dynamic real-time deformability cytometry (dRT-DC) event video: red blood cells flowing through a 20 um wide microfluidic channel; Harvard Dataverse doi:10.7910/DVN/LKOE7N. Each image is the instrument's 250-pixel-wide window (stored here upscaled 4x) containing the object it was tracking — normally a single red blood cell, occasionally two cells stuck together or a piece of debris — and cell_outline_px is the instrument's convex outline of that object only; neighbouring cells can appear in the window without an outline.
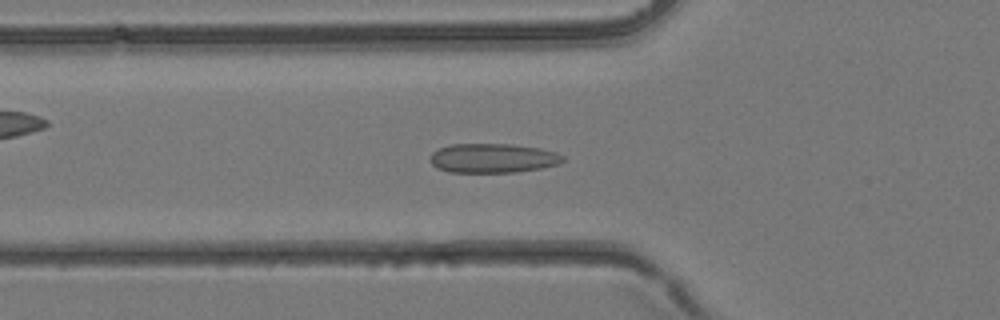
{"species": "common noctule bat (a hibernating species)", "species_latin": "Nyctalus noctula", "temperature_condition": "room temperature", "stored_images_in_passage": 39, "camera_frame_rate_fps": 3000, "um_per_image_px": 0.085, "animal": {"sex": "female", "body_mass_g": 24.6, "forearm_length_mm": 56.2}, "frame": {"image": 1, "passage_image": 13, "time_ms": 4.0, "image_size_px": [1000, 320], "cell_outline_px": [[564, 160], [556, 164], [540, 168], [516, 172], [448, 172], [436, 168], [428, 160], [432, 152], [440, 148], [452, 144], [512, 144], [540, 148], [556, 152], [564, 156]], "centroid_in_image_um": [41.85, 13.44], "position_along_channel_um": 83.9, "area_um2": 22.72}}
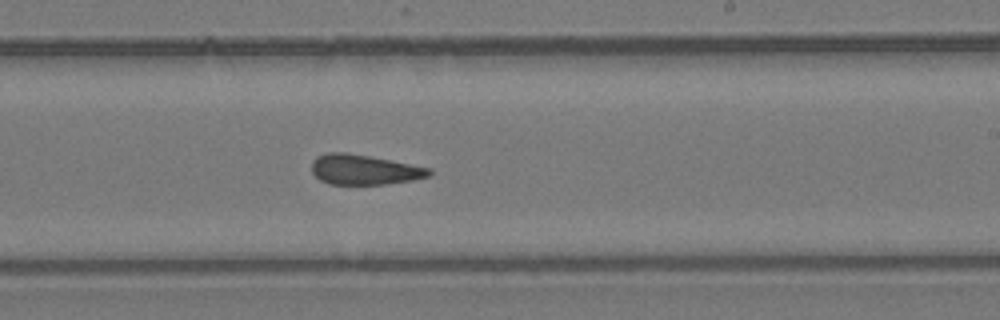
{"frame": {"image": 2, "passage_image": 23, "time_ms": 7.333, "image_size_px": [1000, 320], "cell_outline_px": [[432, 172], [428, 176], [412, 180], [384, 184], [328, 184], [320, 180], [312, 172], [312, 160], [316, 156], [328, 152], [348, 152], [432, 168]], "centroid_in_image_um": [30.93, 14.41], "position_along_channel_um": 258.1, "area_um2": 20.58}}
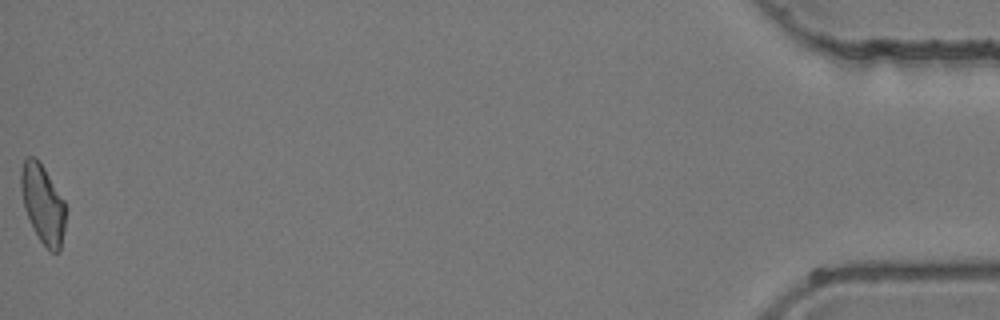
{"frame": {"image": 3, "passage_image": 39, "time_ms": 12.667, "image_size_px": [1000, 320], "cell_outline_px": [[68, 208], [60, 252], [52, 252], [40, 240], [24, 208], [20, 188], [20, 172], [24, 160], [28, 156], [36, 156], [40, 160], [64, 200]], "centroid_in_image_um": [3.66, 17.28], "position_along_channel_um": 431.5, "area_um2": 20.75}}